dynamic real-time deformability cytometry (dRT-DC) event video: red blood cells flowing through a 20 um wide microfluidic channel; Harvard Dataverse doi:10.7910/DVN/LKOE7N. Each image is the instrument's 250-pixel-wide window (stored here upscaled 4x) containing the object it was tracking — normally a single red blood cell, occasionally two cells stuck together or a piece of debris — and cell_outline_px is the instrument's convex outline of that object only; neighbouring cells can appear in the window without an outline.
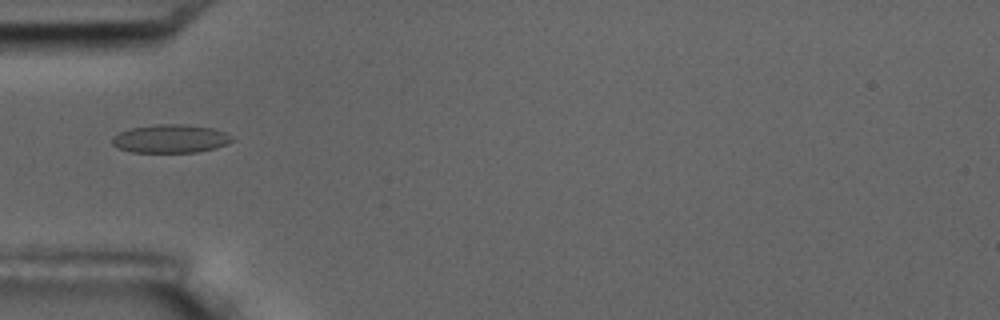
{"species": "common noctule bat (a hibernating species)", "species_latin": "Nyctalus noctula", "temperature_condition": "room temperature", "stored_images_in_passage": 16, "camera_frame_rate_fps": 3000, "um_per_image_px": 0.085, "animal": {"sex": "male", "body_mass_g": 17.5, "forearm_length_mm": 52.3}, "frame": {"image": 1, "passage_image": 5, "time_ms": 4.667, "image_size_px": [1000, 320], "cell_outline_px": [[232, 140], [216, 148], [196, 152], [132, 152], [120, 148], [112, 144], [112, 140], [120, 132], [132, 128], [156, 124], [184, 124], [212, 128], [224, 132], [232, 136]], "centroid_in_image_um": [14.5, 11.79], "position_along_channel_um": 70.5, "area_um2": 19.48}}
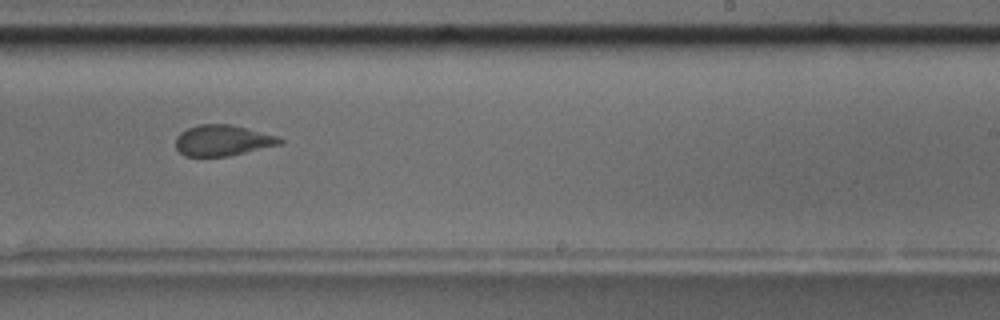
{"frame": {"image": 2, "passage_image": 10, "time_ms": 10.333, "image_size_px": [1000, 320], "cell_outline_px": [[284, 140], [280, 144], [228, 156], [184, 156], [176, 148], [176, 136], [180, 132], [188, 128], [200, 124], [232, 124], [276, 136]], "centroid_in_image_um": [18.88, 11.93], "position_along_channel_um": 270.1, "area_um2": 18.55}}
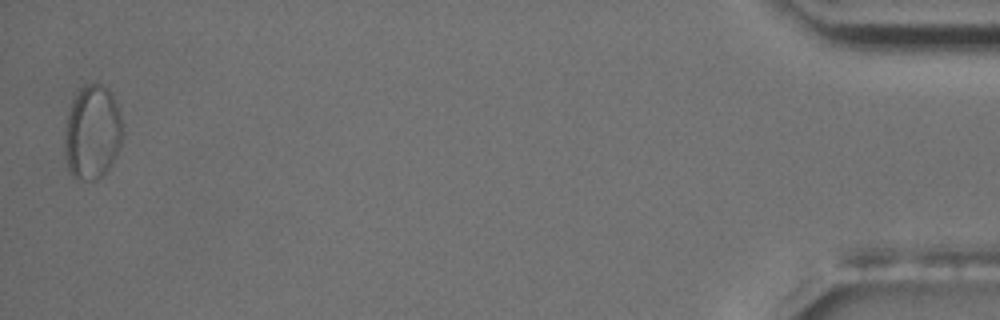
{"frame": {"image": 3, "passage_image": 16, "time_ms": 17.333, "image_size_px": [1000, 320], "cell_outline_px": [[124, 132], [116, 156], [112, 164], [96, 180], [84, 180], [72, 176], [68, 172], [64, 152], [64, 132], [72, 100], [80, 88], [84, 84], [100, 84], [112, 92], [120, 116]], "centroid_in_image_um": [7.83, 11.26], "position_along_channel_um": 427.4, "area_um2": 32.02}, "authors_computed_cell_mechanics": {"area_um2": 19.5364, "velocity_mm_per_s": 3.5276, "shape_relaxation_time_tau1_ms": null, "shape_relaxation_time_tau2_ms": 0.6506, "deformation_change_tau1": null, "deformation_change_tau2": 0.0429}}